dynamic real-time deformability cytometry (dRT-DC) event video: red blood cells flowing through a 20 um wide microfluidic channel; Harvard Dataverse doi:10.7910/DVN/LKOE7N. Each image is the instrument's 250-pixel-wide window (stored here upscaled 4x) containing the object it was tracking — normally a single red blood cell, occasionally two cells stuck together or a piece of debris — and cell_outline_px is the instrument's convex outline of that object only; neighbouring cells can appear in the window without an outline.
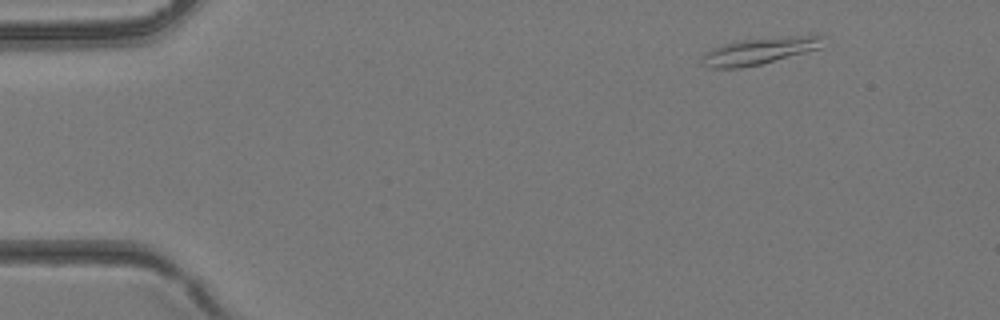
{"species": "common noctule bat (a hibernating species)", "species_latin": "Nyctalus noctula", "temperature_condition": "room temperature", "stored_images_in_passage": 3, "camera_frame_rate_fps": 3000, "um_per_image_px": 0.085, "animal": {"sex": "female", "body_mass_g": 24.6, "forearm_length_mm": 56.2}, "frame": {"image": 1, "passage_image": 1, "time_ms": 0.0, "image_size_px": [1000, 320], "cell_outline_px": [[828, 36], [820, 48], [760, 64], [740, 68], [708, 68], [700, 60], [700, 56], [704, 52], [712, 48], [736, 40], [808, 32]], "centroid_in_image_um": [64.65, 4.26], "position_along_channel_um": 20.3, "area_um2": 19.94}}